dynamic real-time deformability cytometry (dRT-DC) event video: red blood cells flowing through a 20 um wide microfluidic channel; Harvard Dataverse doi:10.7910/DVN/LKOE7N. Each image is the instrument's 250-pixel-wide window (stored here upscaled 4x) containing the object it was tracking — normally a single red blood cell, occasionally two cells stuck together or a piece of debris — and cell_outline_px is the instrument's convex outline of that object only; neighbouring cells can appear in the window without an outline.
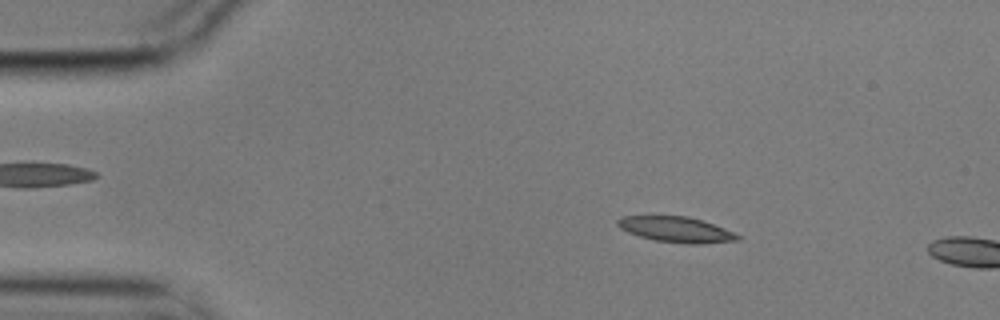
{"species": "common noctule bat (a hibernating species)", "species_latin": "Nyctalus noctula", "temperature_condition": "cold", "stored_images_in_passage": 3, "camera_frame_rate_fps": 3000, "um_per_image_px": 0.085, "animal": {"sex": "male", "body_mass_g": 17.9}, "frame": {"image": 1, "passage_image": 2, "time_ms": 0.333, "image_size_px": [1000, 320], "cell_outline_px": [[740, 240], [704, 244], [688, 244], [656, 240], [640, 236], [628, 232], [620, 228], [616, 224], [616, 220], [620, 216], [688, 216], [724, 228], [740, 236]], "centroid_in_image_um": [57.46, 19.51], "position_along_channel_um": 27.5, "area_um2": 17.74}}